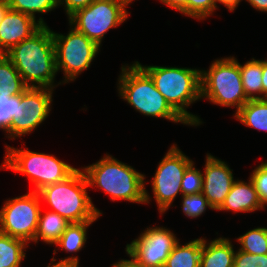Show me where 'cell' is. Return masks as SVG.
<instances>
[{"mask_svg":"<svg viewBox=\"0 0 267 267\" xmlns=\"http://www.w3.org/2000/svg\"><path fill=\"white\" fill-rule=\"evenodd\" d=\"M5 56L27 87H57L53 84L57 74L55 47L52 30L48 26H42L30 38L13 46Z\"/></svg>","mask_w":267,"mask_h":267,"instance_id":"1","label":"cell"},{"mask_svg":"<svg viewBox=\"0 0 267 267\" xmlns=\"http://www.w3.org/2000/svg\"><path fill=\"white\" fill-rule=\"evenodd\" d=\"M82 170L88 186L102 189L110 195L112 201L121 199L144 204L150 201L145 188V175L113 156L106 154L98 162Z\"/></svg>","mask_w":267,"mask_h":267,"instance_id":"2","label":"cell"},{"mask_svg":"<svg viewBox=\"0 0 267 267\" xmlns=\"http://www.w3.org/2000/svg\"><path fill=\"white\" fill-rule=\"evenodd\" d=\"M152 78L157 90L171 108L190 126H199L202 121L188 112L193 102L201 99V70L191 68L143 66Z\"/></svg>","mask_w":267,"mask_h":267,"instance_id":"3","label":"cell"},{"mask_svg":"<svg viewBox=\"0 0 267 267\" xmlns=\"http://www.w3.org/2000/svg\"><path fill=\"white\" fill-rule=\"evenodd\" d=\"M118 78L120 97L146 116L160 117L188 125L157 90L150 75L137 63L123 65Z\"/></svg>","mask_w":267,"mask_h":267,"instance_id":"4","label":"cell"},{"mask_svg":"<svg viewBox=\"0 0 267 267\" xmlns=\"http://www.w3.org/2000/svg\"><path fill=\"white\" fill-rule=\"evenodd\" d=\"M88 182L80 169L64 181L48 185L37 193L53 212L58 213L69 223L96 221L101 212L97 209L88 196Z\"/></svg>","mask_w":267,"mask_h":267,"instance_id":"5","label":"cell"},{"mask_svg":"<svg viewBox=\"0 0 267 267\" xmlns=\"http://www.w3.org/2000/svg\"><path fill=\"white\" fill-rule=\"evenodd\" d=\"M5 148V159L0 168L25 174L34 184L35 192L48 185L64 181L77 170L51 154L17 149L9 145Z\"/></svg>","mask_w":267,"mask_h":267,"instance_id":"6","label":"cell"},{"mask_svg":"<svg viewBox=\"0 0 267 267\" xmlns=\"http://www.w3.org/2000/svg\"><path fill=\"white\" fill-rule=\"evenodd\" d=\"M201 98L213 104L236 107L235 114L248 101L235 57L216 59L208 71L201 70Z\"/></svg>","mask_w":267,"mask_h":267,"instance_id":"7","label":"cell"},{"mask_svg":"<svg viewBox=\"0 0 267 267\" xmlns=\"http://www.w3.org/2000/svg\"><path fill=\"white\" fill-rule=\"evenodd\" d=\"M67 35L52 31L55 47L56 69L63 70V84L75 81L81 72L88 69L100 47L83 33L70 25Z\"/></svg>","mask_w":267,"mask_h":267,"instance_id":"8","label":"cell"},{"mask_svg":"<svg viewBox=\"0 0 267 267\" xmlns=\"http://www.w3.org/2000/svg\"><path fill=\"white\" fill-rule=\"evenodd\" d=\"M126 8L121 0H94L71 15L69 25L100 47L106 32L126 21Z\"/></svg>","mask_w":267,"mask_h":267,"instance_id":"9","label":"cell"},{"mask_svg":"<svg viewBox=\"0 0 267 267\" xmlns=\"http://www.w3.org/2000/svg\"><path fill=\"white\" fill-rule=\"evenodd\" d=\"M41 199L35 191L5 201L0 210V232L34 242L38 226Z\"/></svg>","mask_w":267,"mask_h":267,"instance_id":"10","label":"cell"},{"mask_svg":"<svg viewBox=\"0 0 267 267\" xmlns=\"http://www.w3.org/2000/svg\"><path fill=\"white\" fill-rule=\"evenodd\" d=\"M192 162L175 144L159 162L151 182L159 213H164L171 206L178 193L182 196L181 181Z\"/></svg>","mask_w":267,"mask_h":267,"instance_id":"11","label":"cell"},{"mask_svg":"<svg viewBox=\"0 0 267 267\" xmlns=\"http://www.w3.org/2000/svg\"><path fill=\"white\" fill-rule=\"evenodd\" d=\"M53 89L28 87L17 94L16 117L11 121V139L31 133L51 111Z\"/></svg>","mask_w":267,"mask_h":267,"instance_id":"12","label":"cell"},{"mask_svg":"<svg viewBox=\"0 0 267 267\" xmlns=\"http://www.w3.org/2000/svg\"><path fill=\"white\" fill-rule=\"evenodd\" d=\"M179 240L165 227H149L137 239L126 245L125 251L143 267H163Z\"/></svg>","mask_w":267,"mask_h":267,"instance_id":"13","label":"cell"},{"mask_svg":"<svg viewBox=\"0 0 267 267\" xmlns=\"http://www.w3.org/2000/svg\"><path fill=\"white\" fill-rule=\"evenodd\" d=\"M232 171L224 161L207 154L204 173H202L203 185L201 193L214 210H218L222 206L236 181Z\"/></svg>","mask_w":267,"mask_h":267,"instance_id":"14","label":"cell"},{"mask_svg":"<svg viewBox=\"0 0 267 267\" xmlns=\"http://www.w3.org/2000/svg\"><path fill=\"white\" fill-rule=\"evenodd\" d=\"M42 26H47L43 18L33 17L8 9L0 23V54L7 53L13 46L30 38Z\"/></svg>","mask_w":267,"mask_h":267,"instance_id":"15","label":"cell"},{"mask_svg":"<svg viewBox=\"0 0 267 267\" xmlns=\"http://www.w3.org/2000/svg\"><path fill=\"white\" fill-rule=\"evenodd\" d=\"M264 208L254 183L249 178L248 183L238 179L234 182L218 211L254 212Z\"/></svg>","mask_w":267,"mask_h":267,"instance_id":"16","label":"cell"},{"mask_svg":"<svg viewBox=\"0 0 267 267\" xmlns=\"http://www.w3.org/2000/svg\"><path fill=\"white\" fill-rule=\"evenodd\" d=\"M228 238H216L207 243L202 238L200 267H234L235 251Z\"/></svg>","mask_w":267,"mask_h":267,"instance_id":"17","label":"cell"},{"mask_svg":"<svg viewBox=\"0 0 267 267\" xmlns=\"http://www.w3.org/2000/svg\"><path fill=\"white\" fill-rule=\"evenodd\" d=\"M202 238L194 239L184 245L178 241L163 267H200Z\"/></svg>","mask_w":267,"mask_h":267,"instance_id":"18","label":"cell"},{"mask_svg":"<svg viewBox=\"0 0 267 267\" xmlns=\"http://www.w3.org/2000/svg\"><path fill=\"white\" fill-rule=\"evenodd\" d=\"M69 224L56 212L47 211L44 214L40 212L34 242L38 243V240L41 239L46 244H55Z\"/></svg>","mask_w":267,"mask_h":267,"instance_id":"19","label":"cell"},{"mask_svg":"<svg viewBox=\"0 0 267 267\" xmlns=\"http://www.w3.org/2000/svg\"><path fill=\"white\" fill-rule=\"evenodd\" d=\"M242 85L248 100L263 99L262 60L252 58L244 65L239 63Z\"/></svg>","mask_w":267,"mask_h":267,"instance_id":"20","label":"cell"},{"mask_svg":"<svg viewBox=\"0 0 267 267\" xmlns=\"http://www.w3.org/2000/svg\"><path fill=\"white\" fill-rule=\"evenodd\" d=\"M234 116L245 126L267 131V99L248 100Z\"/></svg>","mask_w":267,"mask_h":267,"instance_id":"21","label":"cell"},{"mask_svg":"<svg viewBox=\"0 0 267 267\" xmlns=\"http://www.w3.org/2000/svg\"><path fill=\"white\" fill-rule=\"evenodd\" d=\"M27 246L24 240L0 232V267H20Z\"/></svg>","mask_w":267,"mask_h":267,"instance_id":"22","label":"cell"},{"mask_svg":"<svg viewBox=\"0 0 267 267\" xmlns=\"http://www.w3.org/2000/svg\"><path fill=\"white\" fill-rule=\"evenodd\" d=\"M27 88L12 62L0 54V95L22 94Z\"/></svg>","mask_w":267,"mask_h":267,"instance_id":"23","label":"cell"},{"mask_svg":"<svg viewBox=\"0 0 267 267\" xmlns=\"http://www.w3.org/2000/svg\"><path fill=\"white\" fill-rule=\"evenodd\" d=\"M93 222L70 223L54 245L68 253L80 251L87 240V229Z\"/></svg>","mask_w":267,"mask_h":267,"instance_id":"24","label":"cell"},{"mask_svg":"<svg viewBox=\"0 0 267 267\" xmlns=\"http://www.w3.org/2000/svg\"><path fill=\"white\" fill-rule=\"evenodd\" d=\"M240 251L254 255L267 254V228L257 227L237 238Z\"/></svg>","mask_w":267,"mask_h":267,"instance_id":"25","label":"cell"},{"mask_svg":"<svg viewBox=\"0 0 267 267\" xmlns=\"http://www.w3.org/2000/svg\"><path fill=\"white\" fill-rule=\"evenodd\" d=\"M12 10L29 15L36 19V13L46 14L58 7V0H7Z\"/></svg>","mask_w":267,"mask_h":267,"instance_id":"26","label":"cell"},{"mask_svg":"<svg viewBox=\"0 0 267 267\" xmlns=\"http://www.w3.org/2000/svg\"><path fill=\"white\" fill-rule=\"evenodd\" d=\"M17 95H0V129L11 139V121L16 117Z\"/></svg>","mask_w":267,"mask_h":267,"instance_id":"27","label":"cell"},{"mask_svg":"<svg viewBox=\"0 0 267 267\" xmlns=\"http://www.w3.org/2000/svg\"><path fill=\"white\" fill-rule=\"evenodd\" d=\"M181 205L185 216L191 219L201 216L205 213L207 207L214 210L201 192L192 195H182Z\"/></svg>","mask_w":267,"mask_h":267,"instance_id":"28","label":"cell"},{"mask_svg":"<svg viewBox=\"0 0 267 267\" xmlns=\"http://www.w3.org/2000/svg\"><path fill=\"white\" fill-rule=\"evenodd\" d=\"M203 176L199 169H196L192 162L185 170L181 181L182 195L197 194L202 191Z\"/></svg>","mask_w":267,"mask_h":267,"instance_id":"29","label":"cell"},{"mask_svg":"<svg viewBox=\"0 0 267 267\" xmlns=\"http://www.w3.org/2000/svg\"><path fill=\"white\" fill-rule=\"evenodd\" d=\"M216 9L215 0H187V6L181 13L192 18L203 20L212 15Z\"/></svg>","mask_w":267,"mask_h":267,"instance_id":"30","label":"cell"},{"mask_svg":"<svg viewBox=\"0 0 267 267\" xmlns=\"http://www.w3.org/2000/svg\"><path fill=\"white\" fill-rule=\"evenodd\" d=\"M262 204H267V162L259 164L250 175Z\"/></svg>","mask_w":267,"mask_h":267,"instance_id":"31","label":"cell"},{"mask_svg":"<svg viewBox=\"0 0 267 267\" xmlns=\"http://www.w3.org/2000/svg\"><path fill=\"white\" fill-rule=\"evenodd\" d=\"M234 267H267V254L254 255L247 252H235Z\"/></svg>","mask_w":267,"mask_h":267,"instance_id":"32","label":"cell"},{"mask_svg":"<svg viewBox=\"0 0 267 267\" xmlns=\"http://www.w3.org/2000/svg\"><path fill=\"white\" fill-rule=\"evenodd\" d=\"M94 0H58V6L63 5L68 18L80 9L87 7Z\"/></svg>","mask_w":267,"mask_h":267,"instance_id":"33","label":"cell"},{"mask_svg":"<svg viewBox=\"0 0 267 267\" xmlns=\"http://www.w3.org/2000/svg\"><path fill=\"white\" fill-rule=\"evenodd\" d=\"M54 262L55 258L53 257L50 265H48L47 267H79V258L77 256H69L67 258L61 259L55 264Z\"/></svg>","mask_w":267,"mask_h":267,"instance_id":"34","label":"cell"},{"mask_svg":"<svg viewBox=\"0 0 267 267\" xmlns=\"http://www.w3.org/2000/svg\"><path fill=\"white\" fill-rule=\"evenodd\" d=\"M126 253L131 259H122L114 263L112 267H143L132 255H130L127 251Z\"/></svg>","mask_w":267,"mask_h":267,"instance_id":"35","label":"cell"},{"mask_svg":"<svg viewBox=\"0 0 267 267\" xmlns=\"http://www.w3.org/2000/svg\"><path fill=\"white\" fill-rule=\"evenodd\" d=\"M163 4H166L172 9H176L181 12L187 6V0H160Z\"/></svg>","mask_w":267,"mask_h":267,"instance_id":"36","label":"cell"},{"mask_svg":"<svg viewBox=\"0 0 267 267\" xmlns=\"http://www.w3.org/2000/svg\"><path fill=\"white\" fill-rule=\"evenodd\" d=\"M263 99H267V60H262Z\"/></svg>","mask_w":267,"mask_h":267,"instance_id":"37","label":"cell"},{"mask_svg":"<svg viewBox=\"0 0 267 267\" xmlns=\"http://www.w3.org/2000/svg\"><path fill=\"white\" fill-rule=\"evenodd\" d=\"M250 5L261 12H267V0H246Z\"/></svg>","mask_w":267,"mask_h":267,"instance_id":"38","label":"cell"},{"mask_svg":"<svg viewBox=\"0 0 267 267\" xmlns=\"http://www.w3.org/2000/svg\"><path fill=\"white\" fill-rule=\"evenodd\" d=\"M241 1L242 0H215L216 7H217V2L222 3L230 12L231 11L233 12Z\"/></svg>","mask_w":267,"mask_h":267,"instance_id":"39","label":"cell"},{"mask_svg":"<svg viewBox=\"0 0 267 267\" xmlns=\"http://www.w3.org/2000/svg\"><path fill=\"white\" fill-rule=\"evenodd\" d=\"M9 9L7 0H0V23L3 20V17L6 11Z\"/></svg>","mask_w":267,"mask_h":267,"instance_id":"40","label":"cell"},{"mask_svg":"<svg viewBox=\"0 0 267 267\" xmlns=\"http://www.w3.org/2000/svg\"><path fill=\"white\" fill-rule=\"evenodd\" d=\"M123 4L127 7L130 3L133 2V0H121Z\"/></svg>","mask_w":267,"mask_h":267,"instance_id":"41","label":"cell"}]
</instances>
